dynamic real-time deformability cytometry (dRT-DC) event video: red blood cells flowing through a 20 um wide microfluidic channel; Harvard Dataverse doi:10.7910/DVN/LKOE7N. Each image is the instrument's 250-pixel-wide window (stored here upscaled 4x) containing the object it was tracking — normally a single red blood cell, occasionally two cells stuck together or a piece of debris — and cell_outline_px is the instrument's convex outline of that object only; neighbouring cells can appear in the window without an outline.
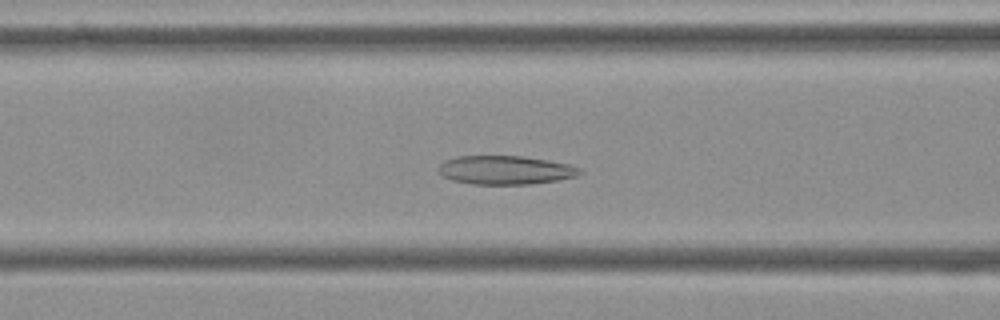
{"species": "Egyptian fruit bat (a non-hibernating species)", "species_latin": "Rousettus aegyptiacus", "temperature_condition": "cold", "stored_images_in_passage": 55, "camera_frame_rate_fps": 3000, "um_per_image_px": 0.085, "frame": {"image": 1, "passage_image": 22, "time_ms": 7.0, "image_size_px": [1000, 320], "cell_outline_px": [[584, 172], [576, 176], [556, 180], [532, 184], [472, 184], [452, 180], [444, 176], [436, 168], [444, 160], [456, 156], [524, 156], [548, 160], [568, 164], [580, 168]], "centroid_in_image_um": [42.95, 14.45], "position_along_channel_um": 123.7, "area_um2": 23.7}}
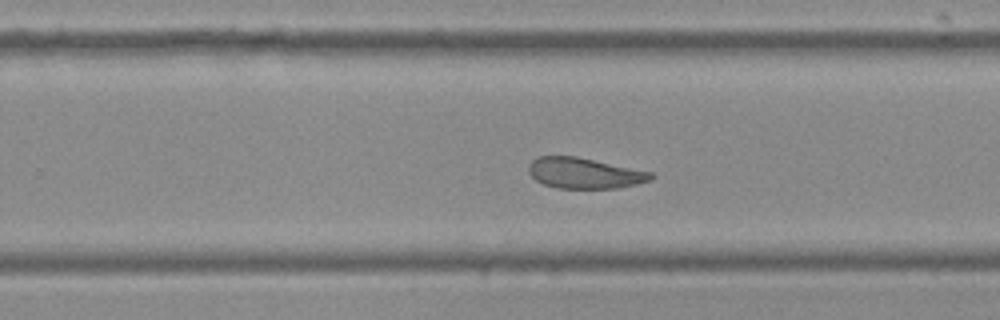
{"frame": {"image": 2, "passage_image": 35, "time_ms": 11.333, "image_size_px": [1000, 320], "cell_outline_px": [[656, 176], [652, 180], [620, 188], [556, 188], [544, 184], [536, 180], [528, 172], [528, 164], [532, 160], [540, 156], [576, 156], [652, 172]], "centroid_in_image_um": [49.69, 14.72], "position_along_channel_um": 280.1, "area_um2": 21.96}}
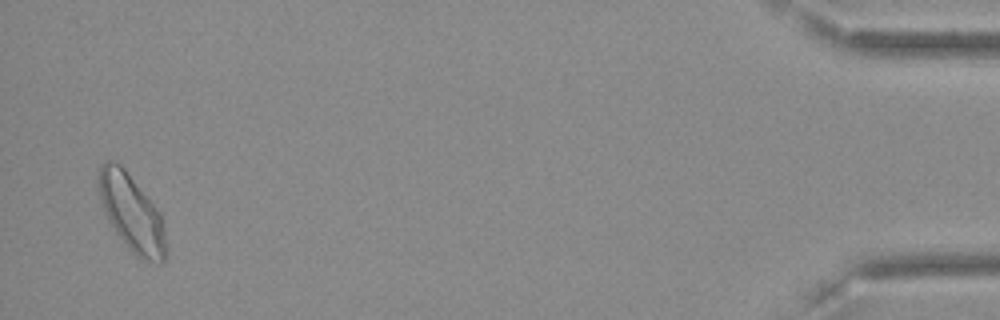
{"frame": {"image": 3, "passage_image": 54, "time_ms": 17.667, "image_size_px": [1000, 320], "cell_outline_px": [[164, 264], [160, 264], [140, 260], [124, 244], [108, 220], [100, 200], [96, 176], [100, 164], [104, 160], [112, 160], [120, 164], [124, 168], [160, 212], [164, 228]], "centroid_in_image_um": [11.14, 18.08], "position_along_channel_um": 424.1, "area_um2": 30.23}, "authors_computed_cell_mechanics": {"area_um2": 25.0852, "velocity_mm_per_s": 3.6096, "shape_relaxation_time_tau1_ms": null, "shape_relaxation_time_tau2_ms": 2.8021, "deformation_change_tau1": null, "deformation_change_tau2": 0.0916}}